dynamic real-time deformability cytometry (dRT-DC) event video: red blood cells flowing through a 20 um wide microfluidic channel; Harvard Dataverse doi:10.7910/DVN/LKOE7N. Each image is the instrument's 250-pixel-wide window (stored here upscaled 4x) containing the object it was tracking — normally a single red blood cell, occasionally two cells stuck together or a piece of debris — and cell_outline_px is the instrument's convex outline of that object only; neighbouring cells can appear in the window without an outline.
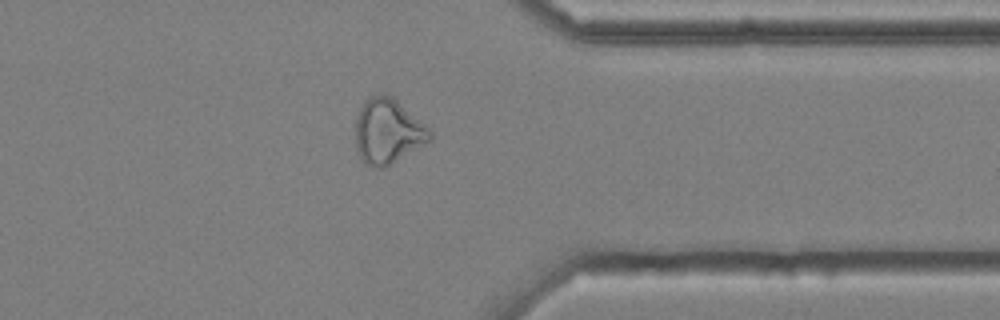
{"species": "common noctule bat (a hibernating species)", "species_latin": "Nyctalus noctula", "temperature_condition": "cold", "stored_images_in_passage": 44, "camera_frame_rate_fps": 3000, "um_per_image_px": 0.085, "animal": {"sex": "male", "body_mass_g": 20.4}, "frame": {"image": 1, "passage_image": 38, "time_ms": 12.333, "image_size_px": [1000, 320], "cell_outline_px": [[432, 140], [392, 164], [376, 168], [364, 164], [356, 148], [356, 116], [364, 100], [368, 96], [392, 96], [420, 120], [432, 132]], "centroid_in_image_um": [32.96, 11.18], "position_along_channel_um": 378.4, "area_um2": 28.03}, "authors_computed_cell_mechanics": {"area_um2": 28.0619, "velocity_mm_per_s": 3.7225, "shape_relaxation_time_tau1_ms": null, "shape_relaxation_time_tau2_ms": 2.869, "deformation_change_tau1": null, "deformation_change_tau2": 0.1087}}